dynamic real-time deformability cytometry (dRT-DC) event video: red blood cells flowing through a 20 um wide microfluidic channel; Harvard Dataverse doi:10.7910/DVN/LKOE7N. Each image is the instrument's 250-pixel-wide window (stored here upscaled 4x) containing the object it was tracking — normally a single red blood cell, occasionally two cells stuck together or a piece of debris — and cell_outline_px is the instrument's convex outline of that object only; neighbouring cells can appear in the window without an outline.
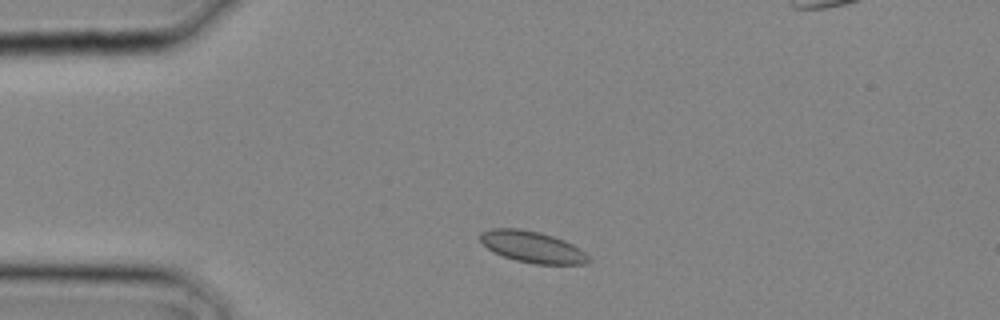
{"species": "common noctule bat (a hibernating species)", "species_latin": "Nyctalus noctula", "temperature_condition": "cold", "stored_images_in_passage": 14, "camera_frame_rate_fps": 3000, "um_per_image_px": 0.085, "animal": {"sex": "male", "body_mass_g": 20.4}, "frame": {"image": 1, "passage_image": 1, "time_ms": 0.0, "image_size_px": [1000, 320], "cell_outline_px": [[592, 260], [584, 264], [536, 264], [516, 260], [504, 256], [488, 248], [480, 240], [480, 232], [492, 228], [520, 228], [540, 232], [564, 240], [572, 244], [584, 252]], "centroid_in_image_um": [45.26, 20.98], "position_along_channel_um": 39.7, "area_um2": 19.65}}
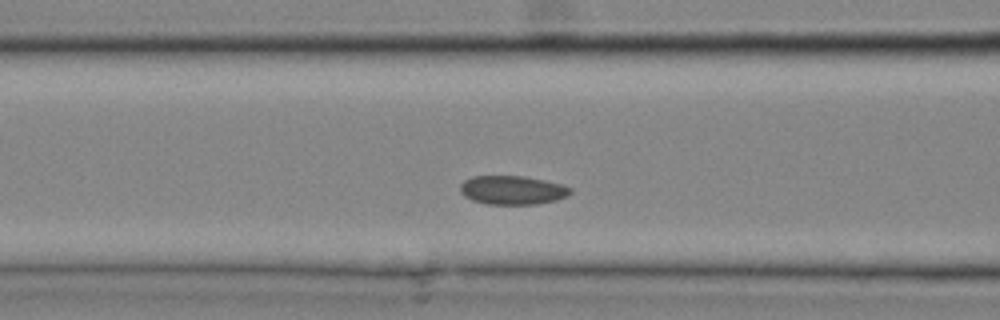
{"frame": {"image": 2, "passage_image": 6, "time_ms": 1.667, "image_size_px": [1000, 320], "cell_outline_px": [[572, 192], [568, 196], [556, 200], [536, 204], [484, 204], [472, 200], [464, 196], [460, 192], [460, 184], [464, 180], [472, 176], [524, 176], [544, 180], [560, 184], [572, 188]], "centroid_in_image_um": [43.54, 16.16], "position_along_channel_um": 123.1, "area_um2": 18.61}}
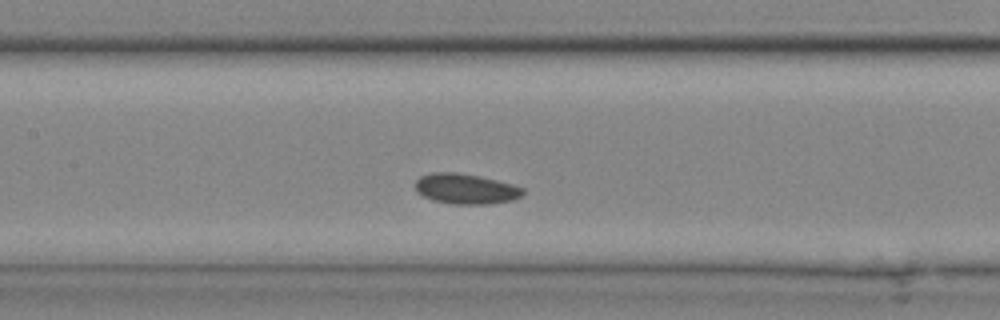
{"frame": {"image": 3, "passage_image": 8, "time_ms": 2.333, "image_size_px": [1000, 320], "cell_outline_px": [[524, 192], [520, 196], [512, 200], [488, 204], [456, 204], [432, 200], [416, 192], [416, 180], [420, 176], [432, 172], [456, 172], [480, 176], [512, 184], [524, 188]], "centroid_in_image_um": [39.57, 16.04], "position_along_channel_um": 167.8, "area_um2": 18.96}}